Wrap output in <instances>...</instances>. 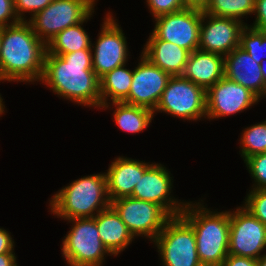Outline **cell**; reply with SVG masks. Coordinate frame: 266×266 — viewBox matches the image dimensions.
Listing matches in <instances>:
<instances>
[{"mask_svg": "<svg viewBox=\"0 0 266 266\" xmlns=\"http://www.w3.org/2000/svg\"><path fill=\"white\" fill-rule=\"evenodd\" d=\"M40 82L66 100L101 109L100 83L93 71L91 49L60 56L45 54Z\"/></svg>", "mask_w": 266, "mask_h": 266, "instance_id": "1", "label": "cell"}, {"mask_svg": "<svg viewBox=\"0 0 266 266\" xmlns=\"http://www.w3.org/2000/svg\"><path fill=\"white\" fill-rule=\"evenodd\" d=\"M27 21L1 28L0 76L5 81L29 83L42 78L46 44Z\"/></svg>", "mask_w": 266, "mask_h": 266, "instance_id": "2", "label": "cell"}, {"mask_svg": "<svg viewBox=\"0 0 266 266\" xmlns=\"http://www.w3.org/2000/svg\"><path fill=\"white\" fill-rule=\"evenodd\" d=\"M187 202L181 216L192 226L200 262L220 266L229 254L230 211L212 212Z\"/></svg>", "mask_w": 266, "mask_h": 266, "instance_id": "3", "label": "cell"}, {"mask_svg": "<svg viewBox=\"0 0 266 266\" xmlns=\"http://www.w3.org/2000/svg\"><path fill=\"white\" fill-rule=\"evenodd\" d=\"M49 203L50 212L57 218H93L111 204L107 194L105 172L74 180L53 195Z\"/></svg>", "mask_w": 266, "mask_h": 266, "instance_id": "4", "label": "cell"}, {"mask_svg": "<svg viewBox=\"0 0 266 266\" xmlns=\"http://www.w3.org/2000/svg\"><path fill=\"white\" fill-rule=\"evenodd\" d=\"M71 230L62 240V256L69 266H102L112 255L102 243L94 218H75Z\"/></svg>", "mask_w": 266, "mask_h": 266, "instance_id": "5", "label": "cell"}, {"mask_svg": "<svg viewBox=\"0 0 266 266\" xmlns=\"http://www.w3.org/2000/svg\"><path fill=\"white\" fill-rule=\"evenodd\" d=\"M153 242L163 266H196L200 263L194 230L181 215L170 217Z\"/></svg>", "mask_w": 266, "mask_h": 266, "instance_id": "6", "label": "cell"}, {"mask_svg": "<svg viewBox=\"0 0 266 266\" xmlns=\"http://www.w3.org/2000/svg\"><path fill=\"white\" fill-rule=\"evenodd\" d=\"M96 0H53L47 7L29 18L37 37L47 44L64 29L83 22L94 13Z\"/></svg>", "mask_w": 266, "mask_h": 266, "instance_id": "7", "label": "cell"}, {"mask_svg": "<svg viewBox=\"0 0 266 266\" xmlns=\"http://www.w3.org/2000/svg\"><path fill=\"white\" fill-rule=\"evenodd\" d=\"M183 120L206 118V90L182 76H171L154 110Z\"/></svg>", "mask_w": 266, "mask_h": 266, "instance_id": "8", "label": "cell"}, {"mask_svg": "<svg viewBox=\"0 0 266 266\" xmlns=\"http://www.w3.org/2000/svg\"><path fill=\"white\" fill-rule=\"evenodd\" d=\"M119 214L129 232L135 236H143L154 241L163 230L170 216L157 204L121 197L110 204Z\"/></svg>", "mask_w": 266, "mask_h": 266, "instance_id": "9", "label": "cell"}, {"mask_svg": "<svg viewBox=\"0 0 266 266\" xmlns=\"http://www.w3.org/2000/svg\"><path fill=\"white\" fill-rule=\"evenodd\" d=\"M154 19L155 27L149 38H159L174 43L190 53L199 48L202 10L185 7Z\"/></svg>", "mask_w": 266, "mask_h": 266, "instance_id": "10", "label": "cell"}, {"mask_svg": "<svg viewBox=\"0 0 266 266\" xmlns=\"http://www.w3.org/2000/svg\"><path fill=\"white\" fill-rule=\"evenodd\" d=\"M103 21L95 45L91 44L93 71L99 79L107 72L126 65L129 55L126 37L113 14L107 13Z\"/></svg>", "mask_w": 266, "mask_h": 266, "instance_id": "11", "label": "cell"}, {"mask_svg": "<svg viewBox=\"0 0 266 266\" xmlns=\"http://www.w3.org/2000/svg\"><path fill=\"white\" fill-rule=\"evenodd\" d=\"M266 249V226L244 206L230 211L229 254L258 259Z\"/></svg>", "mask_w": 266, "mask_h": 266, "instance_id": "12", "label": "cell"}, {"mask_svg": "<svg viewBox=\"0 0 266 266\" xmlns=\"http://www.w3.org/2000/svg\"><path fill=\"white\" fill-rule=\"evenodd\" d=\"M170 174L164 165L152 163L134 187L130 197L155 203L170 217L180 215L186 202H179L170 196L173 186Z\"/></svg>", "mask_w": 266, "mask_h": 266, "instance_id": "13", "label": "cell"}, {"mask_svg": "<svg viewBox=\"0 0 266 266\" xmlns=\"http://www.w3.org/2000/svg\"><path fill=\"white\" fill-rule=\"evenodd\" d=\"M259 100L249 89L224 76L206 91V118L215 120L240 113Z\"/></svg>", "mask_w": 266, "mask_h": 266, "instance_id": "14", "label": "cell"}, {"mask_svg": "<svg viewBox=\"0 0 266 266\" xmlns=\"http://www.w3.org/2000/svg\"><path fill=\"white\" fill-rule=\"evenodd\" d=\"M139 60L133 70L129 95L123 102L154 111L171 76L142 54Z\"/></svg>", "mask_w": 266, "mask_h": 266, "instance_id": "15", "label": "cell"}, {"mask_svg": "<svg viewBox=\"0 0 266 266\" xmlns=\"http://www.w3.org/2000/svg\"><path fill=\"white\" fill-rule=\"evenodd\" d=\"M246 25L240 20L209 15L202 10L198 49L223 56L231 53L239 47L241 31Z\"/></svg>", "mask_w": 266, "mask_h": 266, "instance_id": "16", "label": "cell"}, {"mask_svg": "<svg viewBox=\"0 0 266 266\" xmlns=\"http://www.w3.org/2000/svg\"><path fill=\"white\" fill-rule=\"evenodd\" d=\"M151 165L149 162L123 156L115 158L105 173L110 202L121 197H130L134 187Z\"/></svg>", "mask_w": 266, "mask_h": 266, "instance_id": "17", "label": "cell"}, {"mask_svg": "<svg viewBox=\"0 0 266 266\" xmlns=\"http://www.w3.org/2000/svg\"><path fill=\"white\" fill-rule=\"evenodd\" d=\"M224 76L249 89L259 99L264 98L266 86L260 64L241 47L224 56Z\"/></svg>", "mask_w": 266, "mask_h": 266, "instance_id": "18", "label": "cell"}, {"mask_svg": "<svg viewBox=\"0 0 266 266\" xmlns=\"http://www.w3.org/2000/svg\"><path fill=\"white\" fill-rule=\"evenodd\" d=\"M181 76L207 91L224 77V56L199 49L194 50L190 53Z\"/></svg>", "mask_w": 266, "mask_h": 266, "instance_id": "19", "label": "cell"}, {"mask_svg": "<svg viewBox=\"0 0 266 266\" xmlns=\"http://www.w3.org/2000/svg\"><path fill=\"white\" fill-rule=\"evenodd\" d=\"M142 50V55L152 64L167 72L170 76H181L190 52L174 43L149 38Z\"/></svg>", "mask_w": 266, "mask_h": 266, "instance_id": "20", "label": "cell"}, {"mask_svg": "<svg viewBox=\"0 0 266 266\" xmlns=\"http://www.w3.org/2000/svg\"><path fill=\"white\" fill-rule=\"evenodd\" d=\"M93 218L102 243L112 255L120 254L135 239L111 205Z\"/></svg>", "mask_w": 266, "mask_h": 266, "instance_id": "21", "label": "cell"}, {"mask_svg": "<svg viewBox=\"0 0 266 266\" xmlns=\"http://www.w3.org/2000/svg\"><path fill=\"white\" fill-rule=\"evenodd\" d=\"M114 106V121L123 131L129 133H139L149 126L152 122L154 111L141 106L127 104L125 102H109L101 108H111Z\"/></svg>", "mask_w": 266, "mask_h": 266, "instance_id": "22", "label": "cell"}, {"mask_svg": "<svg viewBox=\"0 0 266 266\" xmlns=\"http://www.w3.org/2000/svg\"><path fill=\"white\" fill-rule=\"evenodd\" d=\"M92 13L83 21L71 27L64 29L56 34L46 44V54H68L81 49H92L91 39L85 29L81 27L83 23H87Z\"/></svg>", "mask_w": 266, "mask_h": 266, "instance_id": "23", "label": "cell"}, {"mask_svg": "<svg viewBox=\"0 0 266 266\" xmlns=\"http://www.w3.org/2000/svg\"><path fill=\"white\" fill-rule=\"evenodd\" d=\"M132 77L133 70L125 68V65L103 75L99 79L101 107L108 104L109 100L110 102H123L129 95Z\"/></svg>", "mask_w": 266, "mask_h": 266, "instance_id": "24", "label": "cell"}, {"mask_svg": "<svg viewBox=\"0 0 266 266\" xmlns=\"http://www.w3.org/2000/svg\"><path fill=\"white\" fill-rule=\"evenodd\" d=\"M254 10L255 0H211L204 12L243 21L241 19L248 14H254Z\"/></svg>", "mask_w": 266, "mask_h": 266, "instance_id": "25", "label": "cell"}, {"mask_svg": "<svg viewBox=\"0 0 266 266\" xmlns=\"http://www.w3.org/2000/svg\"><path fill=\"white\" fill-rule=\"evenodd\" d=\"M241 135L240 154L244 161L250 156L266 152V120L245 128Z\"/></svg>", "mask_w": 266, "mask_h": 266, "instance_id": "26", "label": "cell"}, {"mask_svg": "<svg viewBox=\"0 0 266 266\" xmlns=\"http://www.w3.org/2000/svg\"><path fill=\"white\" fill-rule=\"evenodd\" d=\"M239 47L246 51L257 63L260 64L264 60L261 30L246 25L241 31Z\"/></svg>", "mask_w": 266, "mask_h": 266, "instance_id": "27", "label": "cell"}, {"mask_svg": "<svg viewBox=\"0 0 266 266\" xmlns=\"http://www.w3.org/2000/svg\"><path fill=\"white\" fill-rule=\"evenodd\" d=\"M244 163L255 182L252 189H266V152L250 156Z\"/></svg>", "mask_w": 266, "mask_h": 266, "instance_id": "28", "label": "cell"}, {"mask_svg": "<svg viewBox=\"0 0 266 266\" xmlns=\"http://www.w3.org/2000/svg\"><path fill=\"white\" fill-rule=\"evenodd\" d=\"M249 192L243 206L266 226V189H252Z\"/></svg>", "mask_w": 266, "mask_h": 266, "instance_id": "29", "label": "cell"}, {"mask_svg": "<svg viewBox=\"0 0 266 266\" xmlns=\"http://www.w3.org/2000/svg\"><path fill=\"white\" fill-rule=\"evenodd\" d=\"M146 2L153 18L180 11L186 7L183 0H146Z\"/></svg>", "mask_w": 266, "mask_h": 266, "instance_id": "30", "label": "cell"}, {"mask_svg": "<svg viewBox=\"0 0 266 266\" xmlns=\"http://www.w3.org/2000/svg\"><path fill=\"white\" fill-rule=\"evenodd\" d=\"M53 0H14V8L19 21H26L25 13H36L47 7ZM24 16V17H23Z\"/></svg>", "mask_w": 266, "mask_h": 266, "instance_id": "31", "label": "cell"}, {"mask_svg": "<svg viewBox=\"0 0 266 266\" xmlns=\"http://www.w3.org/2000/svg\"><path fill=\"white\" fill-rule=\"evenodd\" d=\"M18 22L19 19L15 12L14 0H0V28L7 27Z\"/></svg>", "mask_w": 266, "mask_h": 266, "instance_id": "32", "label": "cell"}, {"mask_svg": "<svg viewBox=\"0 0 266 266\" xmlns=\"http://www.w3.org/2000/svg\"><path fill=\"white\" fill-rule=\"evenodd\" d=\"M254 15L256 19L250 27L266 31V0H255Z\"/></svg>", "mask_w": 266, "mask_h": 266, "instance_id": "33", "label": "cell"}, {"mask_svg": "<svg viewBox=\"0 0 266 266\" xmlns=\"http://www.w3.org/2000/svg\"><path fill=\"white\" fill-rule=\"evenodd\" d=\"M220 266H257L256 259L228 254Z\"/></svg>", "mask_w": 266, "mask_h": 266, "instance_id": "34", "label": "cell"}, {"mask_svg": "<svg viewBox=\"0 0 266 266\" xmlns=\"http://www.w3.org/2000/svg\"><path fill=\"white\" fill-rule=\"evenodd\" d=\"M14 239H12L9 231L0 228V254L14 253Z\"/></svg>", "mask_w": 266, "mask_h": 266, "instance_id": "35", "label": "cell"}, {"mask_svg": "<svg viewBox=\"0 0 266 266\" xmlns=\"http://www.w3.org/2000/svg\"><path fill=\"white\" fill-rule=\"evenodd\" d=\"M15 253L0 254V266H18Z\"/></svg>", "mask_w": 266, "mask_h": 266, "instance_id": "36", "label": "cell"}, {"mask_svg": "<svg viewBox=\"0 0 266 266\" xmlns=\"http://www.w3.org/2000/svg\"><path fill=\"white\" fill-rule=\"evenodd\" d=\"M186 7L205 10L211 0H183Z\"/></svg>", "mask_w": 266, "mask_h": 266, "instance_id": "37", "label": "cell"}, {"mask_svg": "<svg viewBox=\"0 0 266 266\" xmlns=\"http://www.w3.org/2000/svg\"><path fill=\"white\" fill-rule=\"evenodd\" d=\"M260 69L264 80V85L266 86V62L265 59L260 63Z\"/></svg>", "mask_w": 266, "mask_h": 266, "instance_id": "38", "label": "cell"}, {"mask_svg": "<svg viewBox=\"0 0 266 266\" xmlns=\"http://www.w3.org/2000/svg\"><path fill=\"white\" fill-rule=\"evenodd\" d=\"M257 266H266V254H262L260 258L256 260Z\"/></svg>", "mask_w": 266, "mask_h": 266, "instance_id": "39", "label": "cell"}, {"mask_svg": "<svg viewBox=\"0 0 266 266\" xmlns=\"http://www.w3.org/2000/svg\"><path fill=\"white\" fill-rule=\"evenodd\" d=\"M262 45H263L264 59H265L266 57V31H262Z\"/></svg>", "mask_w": 266, "mask_h": 266, "instance_id": "40", "label": "cell"}, {"mask_svg": "<svg viewBox=\"0 0 266 266\" xmlns=\"http://www.w3.org/2000/svg\"><path fill=\"white\" fill-rule=\"evenodd\" d=\"M0 81H5L1 76H0ZM4 102H3V99H2V97H1V95H0V117H1V115L2 114H4V109H5V106H4V104H3Z\"/></svg>", "mask_w": 266, "mask_h": 266, "instance_id": "41", "label": "cell"}, {"mask_svg": "<svg viewBox=\"0 0 266 266\" xmlns=\"http://www.w3.org/2000/svg\"><path fill=\"white\" fill-rule=\"evenodd\" d=\"M196 266H216V265L200 262V263L197 264Z\"/></svg>", "mask_w": 266, "mask_h": 266, "instance_id": "42", "label": "cell"}, {"mask_svg": "<svg viewBox=\"0 0 266 266\" xmlns=\"http://www.w3.org/2000/svg\"><path fill=\"white\" fill-rule=\"evenodd\" d=\"M1 44H2V39H1V28H0V51H1Z\"/></svg>", "mask_w": 266, "mask_h": 266, "instance_id": "43", "label": "cell"}]
</instances>
